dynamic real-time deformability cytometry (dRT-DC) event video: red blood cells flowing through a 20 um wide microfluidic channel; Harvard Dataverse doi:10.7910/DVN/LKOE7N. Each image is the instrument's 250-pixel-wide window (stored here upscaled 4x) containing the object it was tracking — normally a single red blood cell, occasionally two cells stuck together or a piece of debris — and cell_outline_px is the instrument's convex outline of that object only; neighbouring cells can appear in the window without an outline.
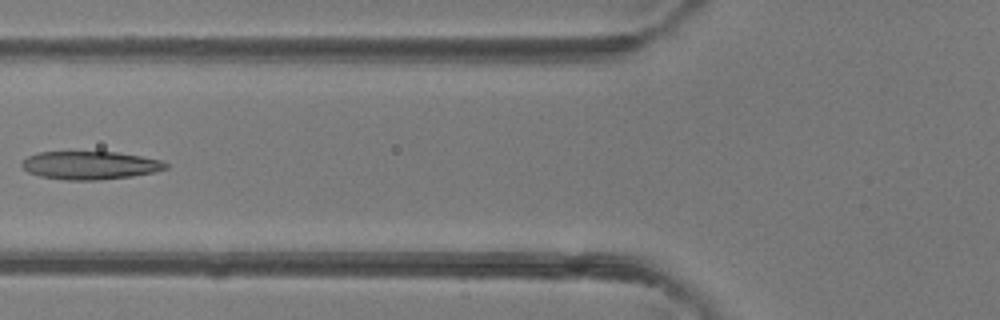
{"species": "common noctule bat (a hibernating species)", "species_latin": "Nyctalus noctula", "temperature_condition": "room temperature", "stored_images_in_passage": 5, "camera_frame_rate_fps": 3000, "um_per_image_px": 0.085, "animal": {"sex": "female"}, "frame": {"image": 1, "passage_image": 5, "time_ms": 5.333, "image_size_px": [1000, 320], "cell_outline_px": [[168, 168], [156, 172], [132, 176], [96, 180], [64, 180], [40, 176], [28, 172], [20, 164], [28, 156], [36, 152], [116, 152], [140, 156], [160, 160], [168, 164]], "centroid_in_image_um": [7.65, 14.05], "position_along_channel_um": 118.1, "area_um2": 23.58}}